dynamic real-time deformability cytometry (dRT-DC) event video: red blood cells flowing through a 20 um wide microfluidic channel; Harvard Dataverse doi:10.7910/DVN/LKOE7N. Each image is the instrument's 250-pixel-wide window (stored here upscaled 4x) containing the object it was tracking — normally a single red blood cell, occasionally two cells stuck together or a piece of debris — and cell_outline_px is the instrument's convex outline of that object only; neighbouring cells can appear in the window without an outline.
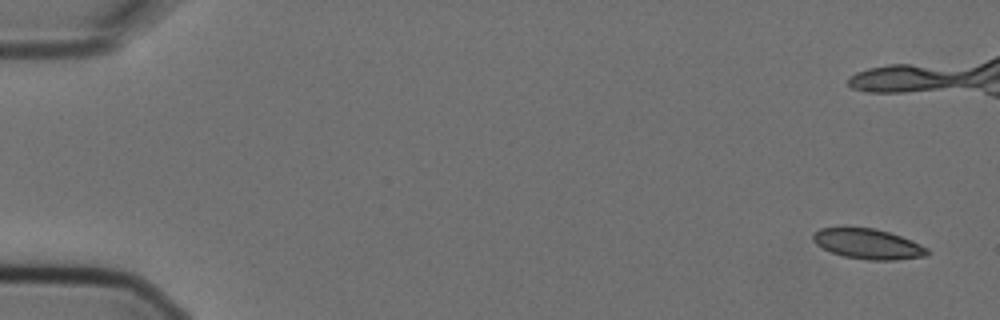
{"species": "Egyptian fruit bat (a non-hibernating species)", "species_latin": "Rousettus aegyptiacus", "temperature_condition": "cold", "stored_images_in_passage": 8, "camera_frame_rate_fps": 3000, "um_per_image_px": 0.085, "animal": {"sex": "female"}, "frame": {"image": 1, "passage_image": 1, "time_ms": 0.0, "image_size_px": [1000, 320], "cell_outline_px": [[928, 256], [896, 260], [868, 260], [844, 256], [832, 252], [816, 244], [812, 240], [812, 236], [820, 228], [872, 228], [888, 232], [912, 240], [928, 248]], "centroid_in_image_um": [73.81, 20.75], "position_along_channel_um": 11.2, "area_um2": 19.88}}